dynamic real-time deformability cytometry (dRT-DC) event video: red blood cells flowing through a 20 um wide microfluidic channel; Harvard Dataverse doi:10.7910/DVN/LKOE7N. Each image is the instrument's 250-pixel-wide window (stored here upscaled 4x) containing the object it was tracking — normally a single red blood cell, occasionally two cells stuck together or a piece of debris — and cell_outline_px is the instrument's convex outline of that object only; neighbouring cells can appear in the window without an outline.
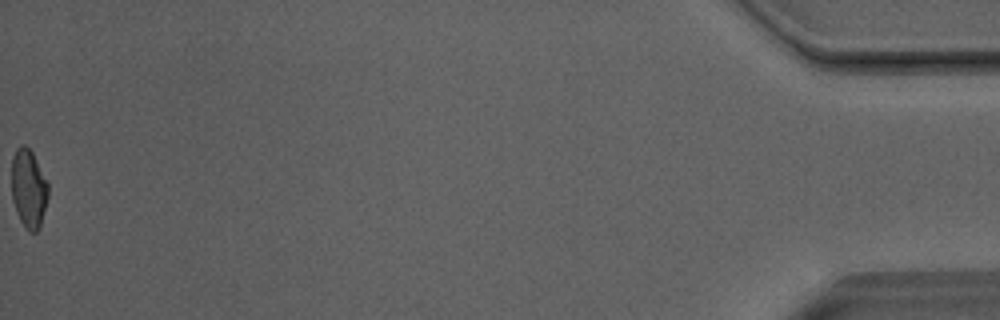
{"species": "Egyptian fruit bat (a non-hibernating species)", "species_latin": "Rousettus aegyptiacus", "temperature_condition": "room temperature", "stored_images_in_passage": 51, "camera_frame_rate_fps": 3000, "um_per_image_px": 0.085, "animal": {"sex": "male"}, "frame": {"image": 1, "passage_image": 51, "time_ms": 16.667, "image_size_px": [1000, 320], "cell_outline_px": [[48, 196], [40, 228], [36, 232], [28, 232], [24, 228], [16, 212], [12, 200], [12, 156], [16, 148], [20, 144], [24, 144], [32, 152], [48, 184]], "centroid_in_image_um": [2.42, 16.05], "position_along_channel_um": 432.8, "area_um2": 16.88}, "authors_computed_cell_mechanics": {"area_um2": 17.8024, "velocity_mm_per_s": 4.0446, "shape_relaxation_time_tau1_ms": 8.3977, "shape_relaxation_time_tau2_ms": 0.9868, "deformation_change_tau1": 0.2025, "deformation_change_tau2": 0.0709}}